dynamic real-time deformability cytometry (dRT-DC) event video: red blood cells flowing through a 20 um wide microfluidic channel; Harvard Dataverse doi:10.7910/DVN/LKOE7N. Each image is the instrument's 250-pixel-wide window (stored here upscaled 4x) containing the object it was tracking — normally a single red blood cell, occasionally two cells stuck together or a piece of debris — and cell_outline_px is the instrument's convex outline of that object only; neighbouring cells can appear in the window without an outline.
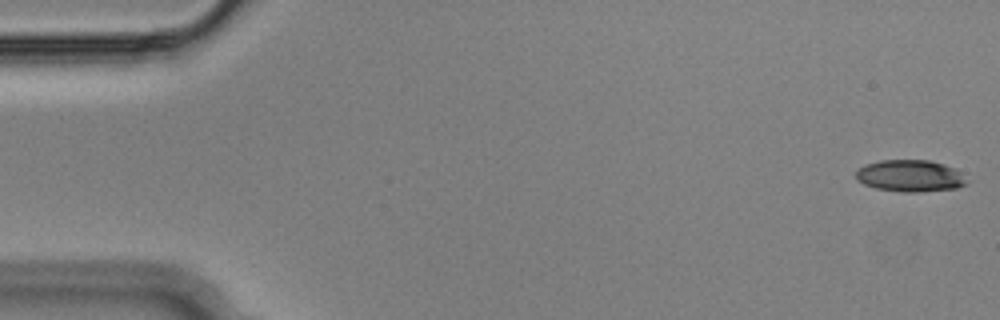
{"species": "Egyptian fruit bat (a non-hibernating species)", "species_latin": "Rousettus aegyptiacus", "temperature_condition": "cold", "stored_images_in_passage": 15, "camera_frame_rate_fps": 3000, "um_per_image_px": 0.085, "animal": {"sex": "male"}, "frame": {"image": 1, "passage_image": 1, "time_ms": 0.0, "image_size_px": [1000, 320], "cell_outline_px": [[968, 184], [956, 188], [916, 192], [904, 192], [876, 188], [864, 184], [856, 180], [856, 172], [864, 164], [880, 160], [928, 160], [944, 164], [956, 168], [968, 180]], "centroid_in_image_um": [77.38, 14.94], "position_along_channel_um": 7.6, "area_um2": 20.63}}
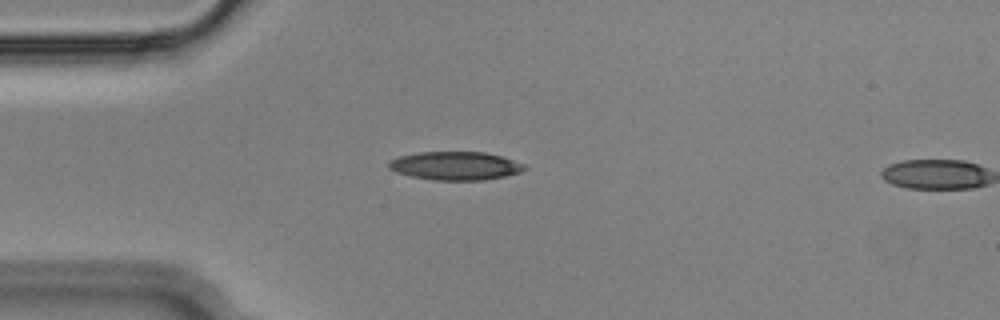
{"frame": {"image": 2, "passage_image": 14, "time_ms": 4.333, "image_size_px": [1000, 320], "cell_outline_px": [[528, 168], [520, 172], [504, 176], [484, 180], [436, 180], [412, 176], [396, 172], [388, 168], [388, 160], [396, 156], [416, 152], [484, 152], [500, 156], [524, 164]], "centroid_in_image_um": [38.65, 14.08], "position_along_channel_um": 46.3, "area_um2": 22.48}}